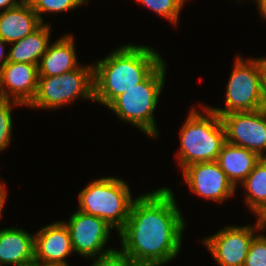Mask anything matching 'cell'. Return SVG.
<instances>
[{"label":"cell","mask_w":266,"mask_h":266,"mask_svg":"<svg viewBox=\"0 0 266 266\" xmlns=\"http://www.w3.org/2000/svg\"><path fill=\"white\" fill-rule=\"evenodd\" d=\"M165 59L151 46L127 43L93 63L94 102L108 106L143 82Z\"/></svg>","instance_id":"2"},{"label":"cell","mask_w":266,"mask_h":266,"mask_svg":"<svg viewBox=\"0 0 266 266\" xmlns=\"http://www.w3.org/2000/svg\"><path fill=\"white\" fill-rule=\"evenodd\" d=\"M177 204L169 187L135 197L127 222L118 232L120 250L141 266H164L174 261L186 229Z\"/></svg>","instance_id":"1"},{"label":"cell","mask_w":266,"mask_h":266,"mask_svg":"<svg viewBox=\"0 0 266 266\" xmlns=\"http://www.w3.org/2000/svg\"><path fill=\"white\" fill-rule=\"evenodd\" d=\"M200 107L203 111L191 107L180 129V149L175 154L180 170L192 163L216 161L226 142L221 117L202 103Z\"/></svg>","instance_id":"3"},{"label":"cell","mask_w":266,"mask_h":266,"mask_svg":"<svg viewBox=\"0 0 266 266\" xmlns=\"http://www.w3.org/2000/svg\"><path fill=\"white\" fill-rule=\"evenodd\" d=\"M82 2V4L85 6L86 4H88L89 0H80Z\"/></svg>","instance_id":"34"},{"label":"cell","mask_w":266,"mask_h":266,"mask_svg":"<svg viewBox=\"0 0 266 266\" xmlns=\"http://www.w3.org/2000/svg\"><path fill=\"white\" fill-rule=\"evenodd\" d=\"M94 101L93 63L50 77H39L35 97L27 106L56 110L76 100ZM72 102V103H71Z\"/></svg>","instance_id":"7"},{"label":"cell","mask_w":266,"mask_h":266,"mask_svg":"<svg viewBox=\"0 0 266 266\" xmlns=\"http://www.w3.org/2000/svg\"><path fill=\"white\" fill-rule=\"evenodd\" d=\"M19 4L17 0H0V12L16 7Z\"/></svg>","instance_id":"26"},{"label":"cell","mask_w":266,"mask_h":266,"mask_svg":"<svg viewBox=\"0 0 266 266\" xmlns=\"http://www.w3.org/2000/svg\"><path fill=\"white\" fill-rule=\"evenodd\" d=\"M23 105L8 99L0 98V153L6 149L12 141V109Z\"/></svg>","instance_id":"21"},{"label":"cell","mask_w":266,"mask_h":266,"mask_svg":"<svg viewBox=\"0 0 266 266\" xmlns=\"http://www.w3.org/2000/svg\"><path fill=\"white\" fill-rule=\"evenodd\" d=\"M259 11V15L266 20V0H258L255 4Z\"/></svg>","instance_id":"29"},{"label":"cell","mask_w":266,"mask_h":266,"mask_svg":"<svg viewBox=\"0 0 266 266\" xmlns=\"http://www.w3.org/2000/svg\"><path fill=\"white\" fill-rule=\"evenodd\" d=\"M225 90V108L208 106L219 116L231 112L256 111L266 108L263 72L259 58L245 59L239 54L233 62Z\"/></svg>","instance_id":"6"},{"label":"cell","mask_w":266,"mask_h":266,"mask_svg":"<svg viewBox=\"0 0 266 266\" xmlns=\"http://www.w3.org/2000/svg\"><path fill=\"white\" fill-rule=\"evenodd\" d=\"M74 39L67 33L49 44L38 65L39 77L61 75L79 67Z\"/></svg>","instance_id":"14"},{"label":"cell","mask_w":266,"mask_h":266,"mask_svg":"<svg viewBox=\"0 0 266 266\" xmlns=\"http://www.w3.org/2000/svg\"><path fill=\"white\" fill-rule=\"evenodd\" d=\"M5 45L9 44L0 38V69L8 62V54L5 55Z\"/></svg>","instance_id":"25"},{"label":"cell","mask_w":266,"mask_h":266,"mask_svg":"<svg viewBox=\"0 0 266 266\" xmlns=\"http://www.w3.org/2000/svg\"><path fill=\"white\" fill-rule=\"evenodd\" d=\"M165 63L164 60L143 82L119 95L107 106L121 122L130 123L153 139L159 137L154 112L167 76Z\"/></svg>","instance_id":"4"},{"label":"cell","mask_w":266,"mask_h":266,"mask_svg":"<svg viewBox=\"0 0 266 266\" xmlns=\"http://www.w3.org/2000/svg\"><path fill=\"white\" fill-rule=\"evenodd\" d=\"M257 218L260 222L261 230L264 232L266 230V209Z\"/></svg>","instance_id":"30"},{"label":"cell","mask_w":266,"mask_h":266,"mask_svg":"<svg viewBox=\"0 0 266 266\" xmlns=\"http://www.w3.org/2000/svg\"><path fill=\"white\" fill-rule=\"evenodd\" d=\"M18 266H41V264L38 261L33 260V261L29 262V263L21 264V265H18Z\"/></svg>","instance_id":"31"},{"label":"cell","mask_w":266,"mask_h":266,"mask_svg":"<svg viewBox=\"0 0 266 266\" xmlns=\"http://www.w3.org/2000/svg\"><path fill=\"white\" fill-rule=\"evenodd\" d=\"M240 185L245 190V205L258 217L266 209V158L260 159Z\"/></svg>","instance_id":"19"},{"label":"cell","mask_w":266,"mask_h":266,"mask_svg":"<svg viewBox=\"0 0 266 266\" xmlns=\"http://www.w3.org/2000/svg\"><path fill=\"white\" fill-rule=\"evenodd\" d=\"M226 142L266 158V108L221 115Z\"/></svg>","instance_id":"10"},{"label":"cell","mask_w":266,"mask_h":266,"mask_svg":"<svg viewBox=\"0 0 266 266\" xmlns=\"http://www.w3.org/2000/svg\"><path fill=\"white\" fill-rule=\"evenodd\" d=\"M29 4L42 23H45L42 16L44 13L69 12L77 7L84 6L80 0H31Z\"/></svg>","instance_id":"22"},{"label":"cell","mask_w":266,"mask_h":266,"mask_svg":"<svg viewBox=\"0 0 266 266\" xmlns=\"http://www.w3.org/2000/svg\"><path fill=\"white\" fill-rule=\"evenodd\" d=\"M38 79V65L7 62L0 69V98L27 107L35 97Z\"/></svg>","instance_id":"12"},{"label":"cell","mask_w":266,"mask_h":266,"mask_svg":"<svg viewBox=\"0 0 266 266\" xmlns=\"http://www.w3.org/2000/svg\"><path fill=\"white\" fill-rule=\"evenodd\" d=\"M262 230L252 240L244 266H266V234Z\"/></svg>","instance_id":"23"},{"label":"cell","mask_w":266,"mask_h":266,"mask_svg":"<svg viewBox=\"0 0 266 266\" xmlns=\"http://www.w3.org/2000/svg\"><path fill=\"white\" fill-rule=\"evenodd\" d=\"M261 67L263 72V91L266 100V56L260 57Z\"/></svg>","instance_id":"28"},{"label":"cell","mask_w":266,"mask_h":266,"mask_svg":"<svg viewBox=\"0 0 266 266\" xmlns=\"http://www.w3.org/2000/svg\"><path fill=\"white\" fill-rule=\"evenodd\" d=\"M19 3H29L31 0H17Z\"/></svg>","instance_id":"33"},{"label":"cell","mask_w":266,"mask_h":266,"mask_svg":"<svg viewBox=\"0 0 266 266\" xmlns=\"http://www.w3.org/2000/svg\"><path fill=\"white\" fill-rule=\"evenodd\" d=\"M125 180L118 176L93 179L78 193V209L105 220L117 233L125 226L135 198Z\"/></svg>","instance_id":"5"},{"label":"cell","mask_w":266,"mask_h":266,"mask_svg":"<svg viewBox=\"0 0 266 266\" xmlns=\"http://www.w3.org/2000/svg\"><path fill=\"white\" fill-rule=\"evenodd\" d=\"M34 242L35 260L40 264H67V257L74 254L69 230L62 220L39 229L34 234Z\"/></svg>","instance_id":"13"},{"label":"cell","mask_w":266,"mask_h":266,"mask_svg":"<svg viewBox=\"0 0 266 266\" xmlns=\"http://www.w3.org/2000/svg\"><path fill=\"white\" fill-rule=\"evenodd\" d=\"M256 223L228 225L211 236L202 239L203 244L219 266H244L253 238L261 231L258 218Z\"/></svg>","instance_id":"9"},{"label":"cell","mask_w":266,"mask_h":266,"mask_svg":"<svg viewBox=\"0 0 266 266\" xmlns=\"http://www.w3.org/2000/svg\"><path fill=\"white\" fill-rule=\"evenodd\" d=\"M90 266H141L132 257L115 249L108 254L93 260Z\"/></svg>","instance_id":"24"},{"label":"cell","mask_w":266,"mask_h":266,"mask_svg":"<svg viewBox=\"0 0 266 266\" xmlns=\"http://www.w3.org/2000/svg\"><path fill=\"white\" fill-rule=\"evenodd\" d=\"M35 260V242L23 228L0 229V266H18Z\"/></svg>","instance_id":"15"},{"label":"cell","mask_w":266,"mask_h":266,"mask_svg":"<svg viewBox=\"0 0 266 266\" xmlns=\"http://www.w3.org/2000/svg\"><path fill=\"white\" fill-rule=\"evenodd\" d=\"M189 191L212 202H223L232 198L237 188L228 180L217 161L196 162L182 169Z\"/></svg>","instance_id":"11"},{"label":"cell","mask_w":266,"mask_h":266,"mask_svg":"<svg viewBox=\"0 0 266 266\" xmlns=\"http://www.w3.org/2000/svg\"><path fill=\"white\" fill-rule=\"evenodd\" d=\"M43 23L29 3L0 12V38L8 44L23 39Z\"/></svg>","instance_id":"16"},{"label":"cell","mask_w":266,"mask_h":266,"mask_svg":"<svg viewBox=\"0 0 266 266\" xmlns=\"http://www.w3.org/2000/svg\"><path fill=\"white\" fill-rule=\"evenodd\" d=\"M5 186V182L4 184H2V182L0 181V190Z\"/></svg>","instance_id":"35"},{"label":"cell","mask_w":266,"mask_h":266,"mask_svg":"<svg viewBox=\"0 0 266 266\" xmlns=\"http://www.w3.org/2000/svg\"><path fill=\"white\" fill-rule=\"evenodd\" d=\"M261 157L249 149L225 142L217 158L220 168L236 188L260 161Z\"/></svg>","instance_id":"17"},{"label":"cell","mask_w":266,"mask_h":266,"mask_svg":"<svg viewBox=\"0 0 266 266\" xmlns=\"http://www.w3.org/2000/svg\"><path fill=\"white\" fill-rule=\"evenodd\" d=\"M41 266H69V263L65 264H52V263H43Z\"/></svg>","instance_id":"32"},{"label":"cell","mask_w":266,"mask_h":266,"mask_svg":"<svg viewBox=\"0 0 266 266\" xmlns=\"http://www.w3.org/2000/svg\"><path fill=\"white\" fill-rule=\"evenodd\" d=\"M154 11L158 16L168 20L173 26L178 25L180 13L187 0H135Z\"/></svg>","instance_id":"20"},{"label":"cell","mask_w":266,"mask_h":266,"mask_svg":"<svg viewBox=\"0 0 266 266\" xmlns=\"http://www.w3.org/2000/svg\"><path fill=\"white\" fill-rule=\"evenodd\" d=\"M7 189L5 188V186L0 190V217H2V213H3V208L5 205V201L7 200Z\"/></svg>","instance_id":"27"},{"label":"cell","mask_w":266,"mask_h":266,"mask_svg":"<svg viewBox=\"0 0 266 266\" xmlns=\"http://www.w3.org/2000/svg\"><path fill=\"white\" fill-rule=\"evenodd\" d=\"M73 251L84 258L98 259L117 248H106L114 229L105 220L79 210L73 212L67 221Z\"/></svg>","instance_id":"8"},{"label":"cell","mask_w":266,"mask_h":266,"mask_svg":"<svg viewBox=\"0 0 266 266\" xmlns=\"http://www.w3.org/2000/svg\"><path fill=\"white\" fill-rule=\"evenodd\" d=\"M51 25L43 23L33 33L18 40L9 47L8 62L30 63L39 65L41 57L50 44Z\"/></svg>","instance_id":"18"}]
</instances>
